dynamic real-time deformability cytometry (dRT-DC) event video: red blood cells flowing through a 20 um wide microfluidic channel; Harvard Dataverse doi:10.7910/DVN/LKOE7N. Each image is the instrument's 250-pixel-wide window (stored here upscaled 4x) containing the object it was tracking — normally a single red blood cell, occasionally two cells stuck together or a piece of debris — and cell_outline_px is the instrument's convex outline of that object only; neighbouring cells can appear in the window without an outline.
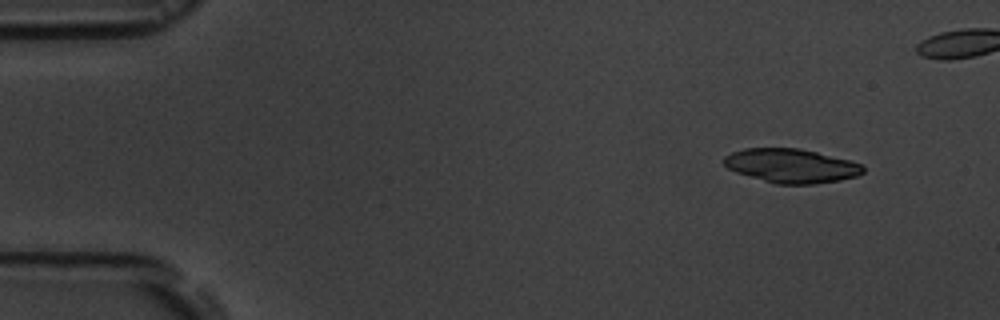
{"species": "common noctule bat (a hibernating species)", "species_latin": "Nyctalus noctula", "temperature_condition": "room temperature", "stored_images_in_passage": 6, "camera_frame_rate_fps": 3000, "um_per_image_px": 0.085, "animal": {"sex": "male", "body_mass_g": 19.5, "forearm_length_mm": 54.6}, "frame": {"image": 1, "passage_image": 2, "time_ms": 1.0, "image_size_px": [1000, 320], "cell_outline_px": [[864, 172], [856, 176], [840, 180], [816, 184], [776, 184], [736, 172], [728, 168], [724, 164], [724, 156], [732, 152], [744, 148], [800, 148], [852, 160], [864, 164]], "centroid_in_image_um": [67.3, 14.08], "position_along_channel_um": 17.7, "area_um2": 27.74}}